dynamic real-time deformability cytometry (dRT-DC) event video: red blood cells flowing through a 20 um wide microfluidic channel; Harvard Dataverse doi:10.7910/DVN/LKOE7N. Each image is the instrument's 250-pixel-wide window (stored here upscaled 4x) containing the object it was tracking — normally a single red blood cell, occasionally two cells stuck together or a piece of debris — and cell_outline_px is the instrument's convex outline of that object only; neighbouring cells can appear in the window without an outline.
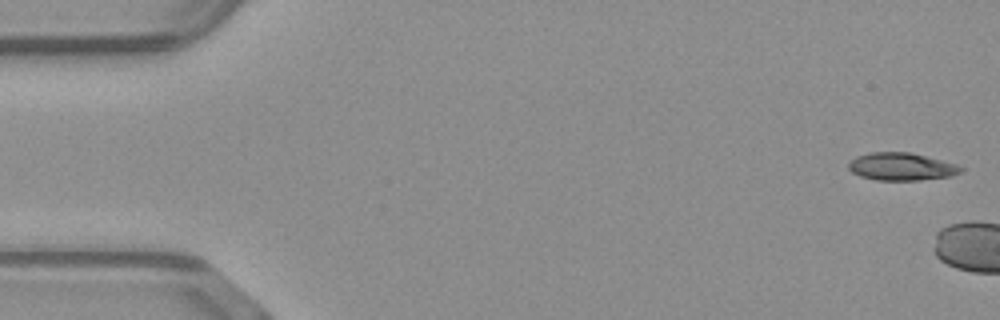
{"species": "common noctule bat (a hibernating species)", "species_latin": "Nyctalus noctula", "temperature_condition": "warm", "stored_images_in_passage": 7, "camera_frame_rate_fps": 3000, "um_per_image_px": 0.085, "animal": {"sex": "male", "body_mass_g": 23.1, "forearm_length_mm": 52.7}, "frame": {"image": 1, "passage_image": 1, "time_ms": 0.0, "image_size_px": [1000, 320], "cell_outline_px": [[964, 168], [960, 172], [952, 176], [920, 180], [876, 180], [860, 176], [852, 172], [848, 168], [848, 164], [856, 156], [868, 152], [912, 152], [956, 164]], "centroid_in_image_um": [76.61, 14.16], "position_along_channel_um": 8.4, "area_um2": 18.15}}